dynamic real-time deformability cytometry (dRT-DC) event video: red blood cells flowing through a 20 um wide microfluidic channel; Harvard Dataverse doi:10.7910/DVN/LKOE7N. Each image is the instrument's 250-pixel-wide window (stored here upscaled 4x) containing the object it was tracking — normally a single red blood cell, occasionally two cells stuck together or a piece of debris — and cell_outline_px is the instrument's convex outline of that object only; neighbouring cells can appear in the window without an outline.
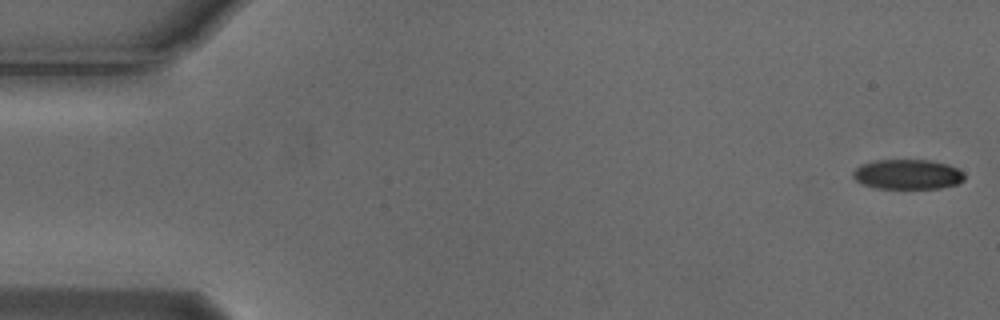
{"species": "Egyptian fruit bat (a non-hibernating species)", "species_latin": "Rousettus aegyptiacus", "temperature_condition": "cold", "stored_images_in_passage": 55, "camera_frame_rate_fps": 3000, "um_per_image_px": 0.085, "animal": {"sex": "male"}, "frame": {"image": 1, "passage_image": 1, "time_ms": 0.0, "image_size_px": [1000, 320], "cell_outline_px": [[964, 180], [956, 184], [940, 188], [876, 188], [864, 184], [856, 180], [852, 176], [852, 172], [860, 164], [876, 160], [928, 160], [948, 164], [964, 172]], "centroid_in_image_um": [77.14, 14.81], "position_along_channel_um": 7.9, "area_um2": 19.36}}
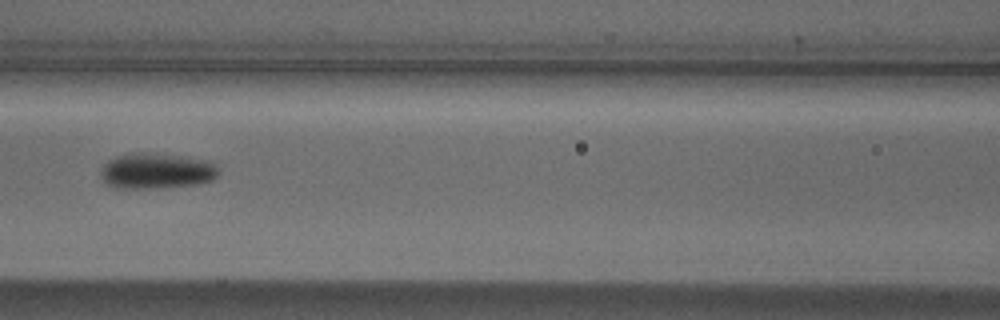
{"frame": {"image": 2, "passage_image": 24, "time_ms": 7.667, "image_size_px": [1000, 320], "cell_outline_px": [[220, 172], [212, 180], [196, 184], [156, 188], [116, 188], [108, 184], [100, 176], [100, 172], [104, 164], [108, 160], [116, 156], [132, 152], [140, 152], [208, 160], [216, 164]], "centroid_in_image_um": [13.29, 14.53], "position_along_channel_um": 153.3, "area_um2": 24.33}}
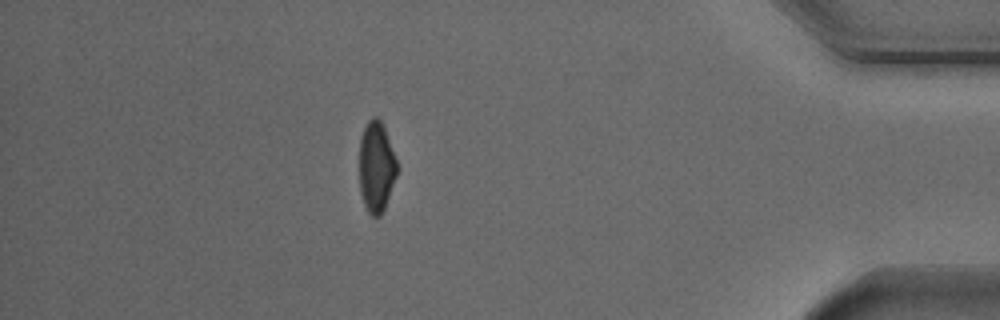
{"frame": {"image": 3, "passage_image": 48, "time_ms": 15.667, "image_size_px": [1000, 320], "cell_outline_px": [[400, 168], [384, 208], [380, 216], [372, 216], [368, 212], [364, 204], [360, 192], [360, 136], [368, 120], [372, 116], [376, 116], [384, 124]], "centroid_in_image_um": [32.01, 14.14], "position_along_channel_um": 403.2, "area_um2": 20.29}, "authors_computed_cell_mechanics": {"area_um2": 21.7328, "velocity_mm_per_s": 3.7233, "shape_relaxation_time_tau1_ms": 3.813, "shape_relaxation_time_tau2_ms": null, "deformation_change_tau1": 0.125, "deformation_change_tau2": null}}